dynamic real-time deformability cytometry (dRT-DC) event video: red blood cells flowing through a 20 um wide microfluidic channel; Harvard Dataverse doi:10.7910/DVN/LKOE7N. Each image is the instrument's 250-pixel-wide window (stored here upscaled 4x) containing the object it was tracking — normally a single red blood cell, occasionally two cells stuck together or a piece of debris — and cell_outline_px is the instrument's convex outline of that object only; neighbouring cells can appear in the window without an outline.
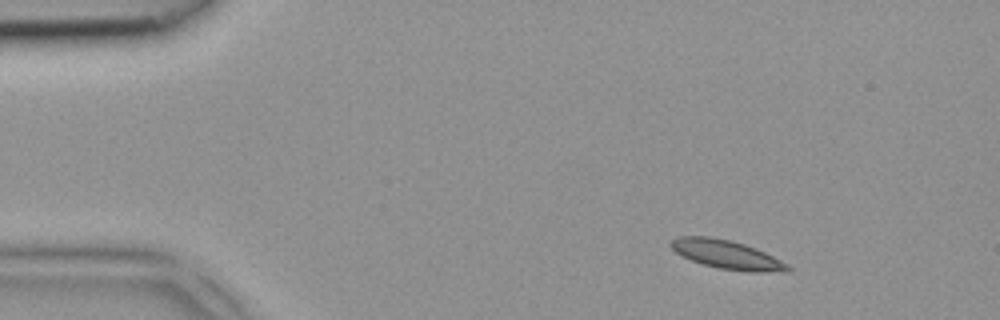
{"species": "common noctule bat (a hibernating species)", "species_latin": "Nyctalus noctula", "temperature_condition": "room temperature", "stored_images_in_passage": 3, "camera_frame_rate_fps": 3000, "um_per_image_px": 0.085, "animal": {"sex": "female", "body_mass_g": 18.4}, "frame": {"image": 1, "passage_image": 1, "time_ms": 0.0, "image_size_px": [1000, 320], "cell_outline_px": [[792, 272], [748, 272], [720, 268], [704, 264], [680, 256], [668, 244], [672, 240], [680, 236], [708, 236], [732, 240], [756, 248], [788, 264], [792, 268]], "centroid_in_image_um": [61.81, 21.64], "position_along_channel_um": 23.2, "area_um2": 19.65}}
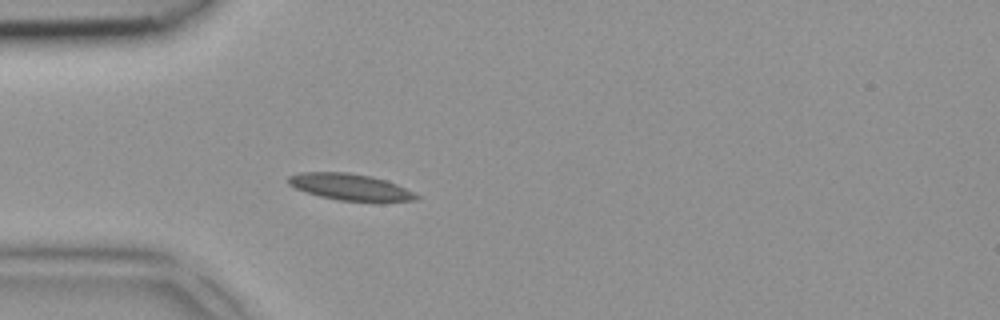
{"frame": {"image": 2, "passage_image": 3, "time_ms": 0.667, "image_size_px": [1000, 320], "cell_outline_px": [[420, 196], [416, 200], [380, 204], [340, 200], [320, 196], [296, 188], [288, 184], [288, 176], [300, 172], [348, 172], [372, 176], [396, 184]], "centroid_in_image_um": [29.83, 15.93], "position_along_channel_um": 55.2, "area_um2": 20.23}}